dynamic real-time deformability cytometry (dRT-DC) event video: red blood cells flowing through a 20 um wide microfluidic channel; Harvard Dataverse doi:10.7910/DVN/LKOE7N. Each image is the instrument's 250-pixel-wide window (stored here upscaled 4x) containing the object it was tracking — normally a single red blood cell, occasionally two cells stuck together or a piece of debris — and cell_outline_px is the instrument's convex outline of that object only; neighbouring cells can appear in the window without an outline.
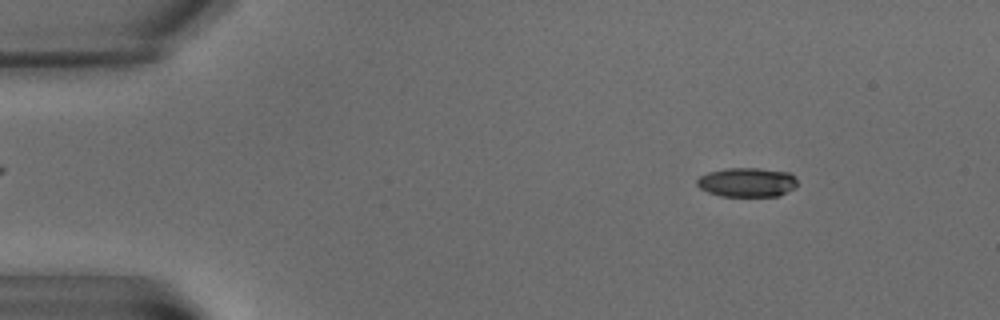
{"species": "common noctule bat (a hibernating species)", "species_latin": "Nyctalus noctula", "temperature_condition": "warm", "stored_images_in_passage": 8, "camera_frame_rate_fps": 3000, "um_per_image_px": 0.085, "animal": {"sex": "male", "body_mass_g": 15.6}, "frame": {"image": 1, "passage_image": 3, "time_ms": 2.333, "image_size_px": [1000, 320], "cell_outline_px": [[796, 184], [792, 188], [780, 196], [720, 196], [708, 192], [700, 188], [696, 184], [696, 180], [700, 176], [708, 172], [728, 168], [756, 168], [788, 172], [796, 180]], "centroid_in_image_um": [63.45, 15.5], "position_along_channel_um": 21.6, "area_um2": 16.94}}
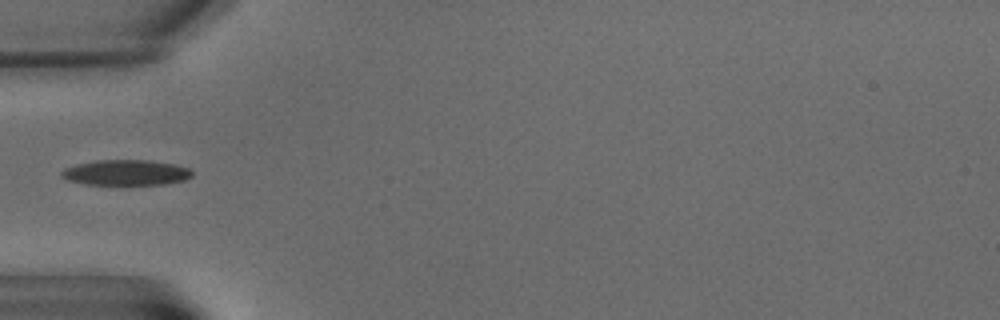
{"frame": {"image": 2, "passage_image": 6, "time_ms": 7.333, "image_size_px": [1000, 320], "cell_outline_px": [[192, 176], [184, 180], [164, 184], [84, 184], [68, 180], [60, 176], [60, 172], [64, 168], [76, 164], [96, 160], [152, 160], [176, 164], [192, 168]], "centroid_in_image_um": [10.72, 14.65], "position_along_channel_um": 74.3, "area_um2": 19.54}}
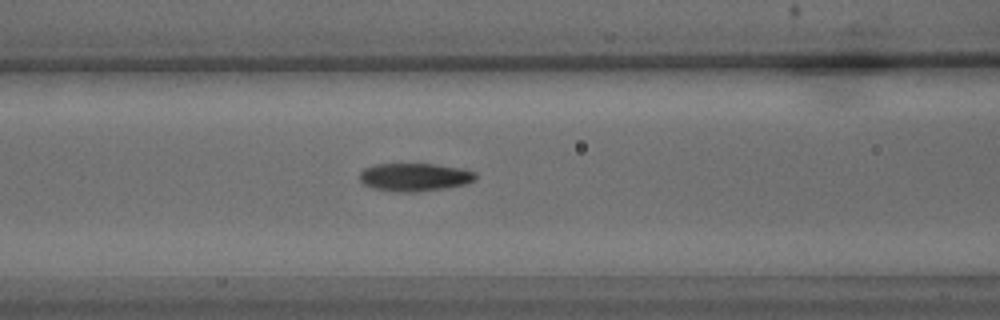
{"frame": {"image": 3, "passage_image": 8, "time_ms": 9.333, "image_size_px": [1000, 320], "cell_outline_px": [[476, 180], [464, 184], [444, 188], [416, 192], [396, 192], [372, 188], [364, 184], [360, 180], [360, 172], [364, 168], [376, 164], [436, 164], [464, 168], [476, 172]], "centroid_in_image_um": [35.26, 15.05], "position_along_channel_um": 131.3, "area_um2": 19.07}}